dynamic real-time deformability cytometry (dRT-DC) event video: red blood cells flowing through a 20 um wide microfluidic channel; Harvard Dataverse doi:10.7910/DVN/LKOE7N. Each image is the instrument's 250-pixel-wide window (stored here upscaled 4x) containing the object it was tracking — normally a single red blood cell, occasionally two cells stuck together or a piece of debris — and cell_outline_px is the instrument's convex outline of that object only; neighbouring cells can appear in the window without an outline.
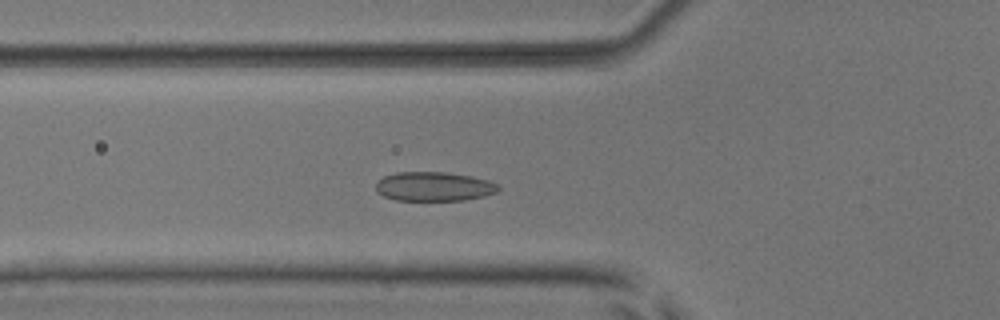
{"species": "common noctule bat (a hibernating species)", "species_latin": "Nyctalus noctula", "temperature_condition": "room temperature", "stored_images_in_passage": 50, "camera_frame_rate_fps": 3000, "um_per_image_px": 0.085, "animal": {"sex": "male", "body_mass_g": 17.9, "forearm_length_mm": 54.2}, "frame": {"image": 1, "passage_image": 16, "time_ms": 5.0, "image_size_px": [1000, 320], "cell_outline_px": [[500, 188], [496, 192], [484, 196], [464, 200], [396, 200], [384, 196], [376, 192], [376, 184], [384, 176], [396, 172], [444, 172], [472, 176], [488, 180], [500, 184]], "centroid_in_image_um": [36.9, 15.85], "position_along_channel_um": 88.9, "area_um2": 20.87}}
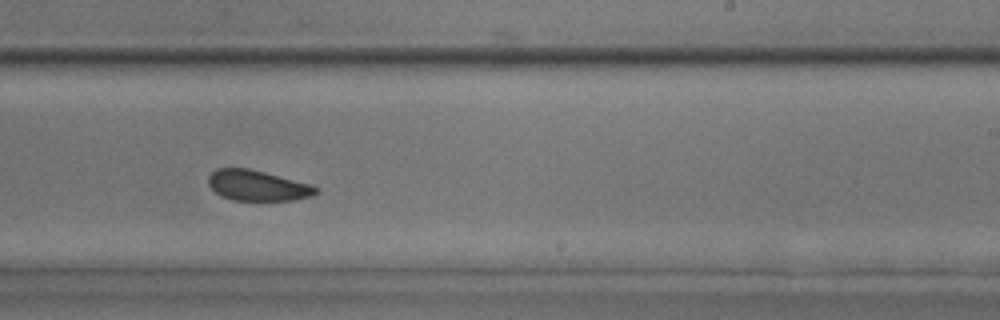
{"frame": {"image": 2, "passage_image": 30, "time_ms": 9.667, "image_size_px": [1000, 320], "cell_outline_px": [[320, 192], [312, 196], [292, 200], [232, 200], [220, 196], [208, 184], [208, 176], [216, 168], [248, 168], [312, 184], [320, 188]], "centroid_in_image_um": [21.91, 15.77], "position_along_channel_um": 267.1, "area_um2": 19.25}}
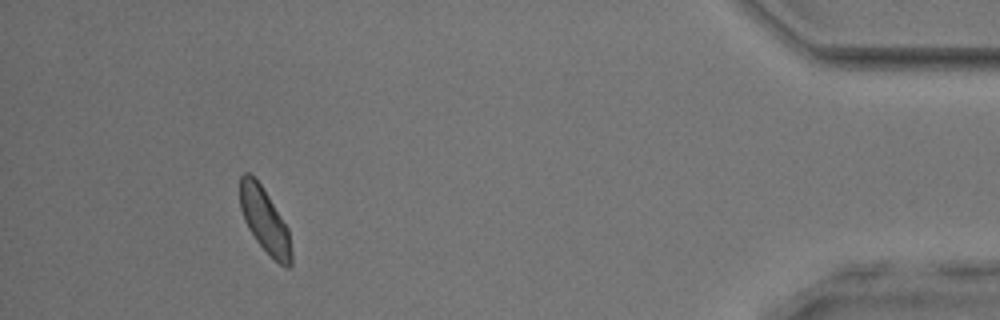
{"frame": {"image": 3, "passage_image": 46, "time_ms": 15.0, "image_size_px": [1000, 320], "cell_outline_px": [[292, 264], [288, 268], [284, 268], [256, 240], [248, 228], [244, 220], [240, 208], [240, 176], [244, 172], [248, 172], [260, 184], [268, 196], [288, 228], [292, 252]], "centroid_in_image_um": [22.5, 18.74], "position_along_channel_um": 412.7, "area_um2": 19.02}, "authors_computed_cell_mechanics": {"area_um2": 20.2589, "velocity_mm_per_s": 3.8257, "shape_relaxation_time_tau1_ms": 3.3772, "shape_relaxation_time_tau2_ms": 1.4732, "deformation_change_tau1": 0.0663, "deformation_change_tau2": 0.0631}}